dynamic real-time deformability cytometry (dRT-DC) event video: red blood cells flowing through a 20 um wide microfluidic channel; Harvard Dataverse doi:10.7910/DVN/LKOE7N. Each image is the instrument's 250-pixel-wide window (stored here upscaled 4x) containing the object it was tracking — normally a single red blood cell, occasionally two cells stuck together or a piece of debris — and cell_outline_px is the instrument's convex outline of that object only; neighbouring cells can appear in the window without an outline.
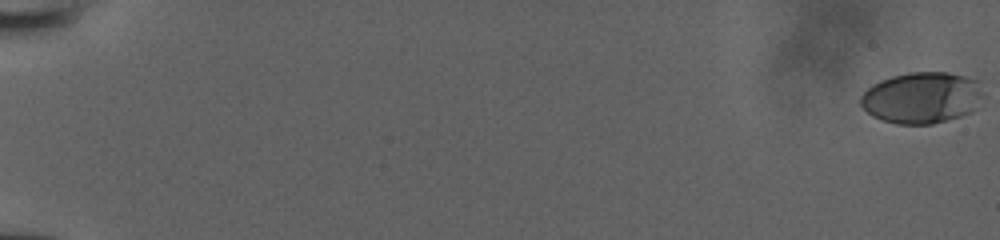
{"species": "human", "species_latin": "Homo sapiens", "temperature_condition": "room temperature", "stored_images_in_passage": 54, "camera_frame_rate_fps": 3000, "um_per_image_px": 0.085, "donor": {"sex": "male"}, "frame": {"image": 1, "passage_image": 1, "time_ms": 0.0, "image_size_px": [1000, 240], "cell_outline_px": [[984, 92], [976, 108], [972, 112], [960, 116], [932, 124], [896, 124], [872, 116], [860, 104], [860, 96], [872, 84], [880, 80], [892, 76], [908, 72], [948, 72], [980, 80]], "centroid_in_image_um": [78.38, 8.29], "position_along_channel_um": 6.6, "area_um2": 36.99}}
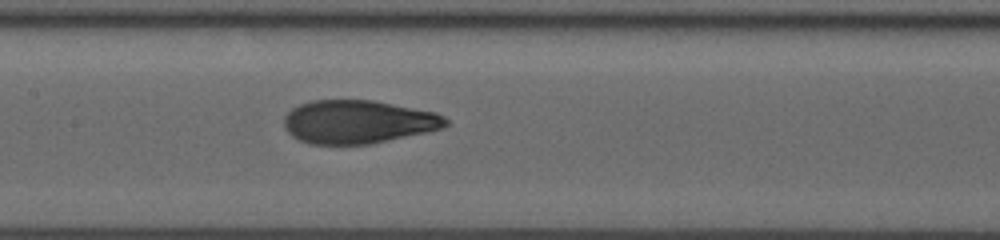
{"frame": {"image": 2, "passage_image": 30, "time_ms": 9.667, "image_size_px": [1000, 240], "cell_outline_px": [[448, 124], [444, 128], [368, 144], [308, 144], [292, 136], [284, 128], [284, 116], [292, 108], [300, 104], [312, 100], [372, 100], [436, 112], [444, 116], [448, 120]], "centroid_in_image_um": [30.41, 10.35], "position_along_channel_um": 177.0, "area_um2": 40.75}}
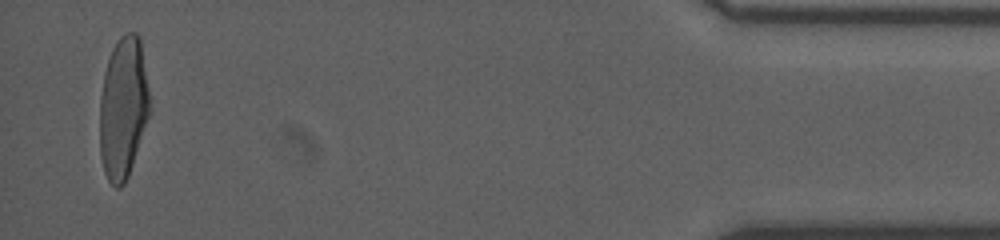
{"frame": {"image": 3, "passage_image": 53, "time_ms": 17.333, "image_size_px": [1000, 240], "cell_outline_px": [[152, 108], [128, 176], [124, 184], [120, 188], [116, 188], [108, 180], [104, 172], [100, 152], [100, 96], [104, 72], [112, 48], [120, 36], [128, 32], [136, 32], [140, 36]], "centroid_in_image_um": [10.49, 9.15], "position_along_channel_um": 424.7, "area_um2": 41.67}}